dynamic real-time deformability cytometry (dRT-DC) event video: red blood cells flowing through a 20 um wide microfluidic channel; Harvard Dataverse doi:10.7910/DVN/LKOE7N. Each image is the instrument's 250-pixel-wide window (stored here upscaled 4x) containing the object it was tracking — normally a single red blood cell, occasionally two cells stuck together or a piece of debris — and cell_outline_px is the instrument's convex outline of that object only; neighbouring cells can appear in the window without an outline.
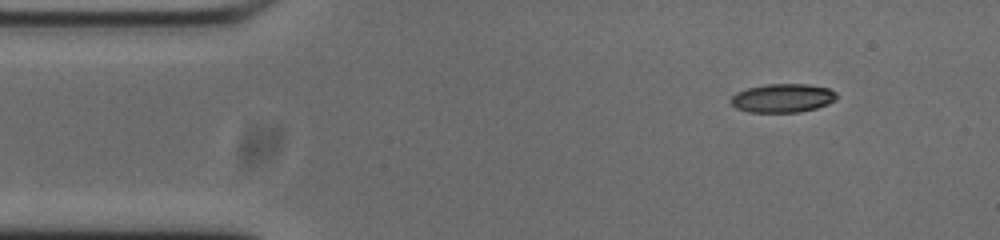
{"species": "common noctule bat (a hibernating species)", "species_latin": "Nyctalus noctula", "temperature_condition": "cold", "stored_images_in_passage": 48, "camera_frame_rate_fps": 3000, "um_per_image_px": 0.085, "animal": {"sex": "male", "body_mass_g": 20.0, "forearm_length_mm": 53.3}, "frame": {"image": 1, "passage_image": 1, "time_ms": 0.0, "image_size_px": [1000, 240], "cell_outline_px": [[836, 100], [828, 104], [816, 108], [800, 112], [748, 112], [736, 108], [728, 100], [736, 92], [748, 88], [768, 84], [808, 84], [828, 88], [836, 92]], "centroid_in_image_um": [66.51, 8.34], "position_along_channel_um": 18.5, "area_um2": 17.74}}
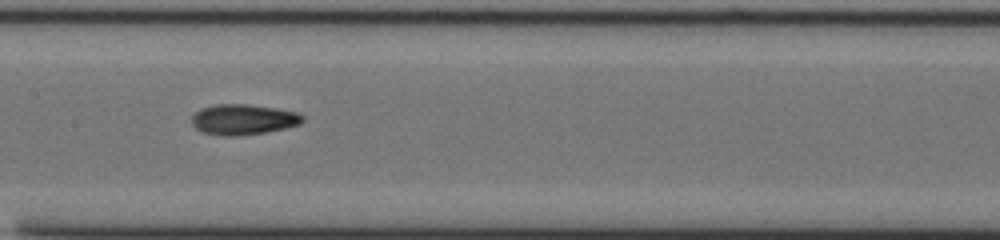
{"frame": {"image": 2, "passage_image": 20, "time_ms": 6.333, "image_size_px": [1000, 240], "cell_outline_px": [[304, 120], [300, 124], [284, 128], [264, 132], [236, 136], [220, 136], [200, 132], [192, 124], [192, 116], [200, 108], [216, 104], [248, 104], [276, 108], [296, 112], [304, 116]], "centroid_in_image_um": [20.65, 10.15], "position_along_channel_um": 186.8, "area_um2": 19.77}}
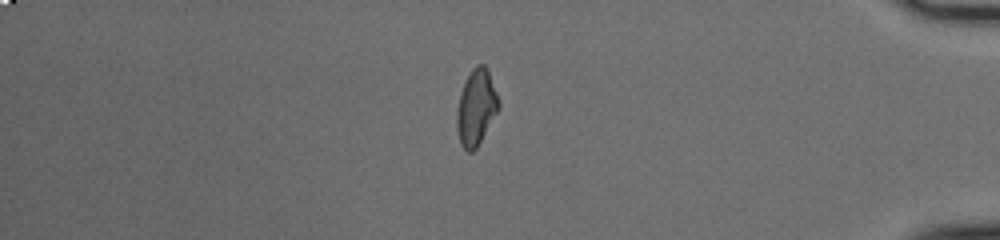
{"frame": {"image": 3, "passage_image": 40, "time_ms": 13.0, "image_size_px": [1000, 240], "cell_outline_px": [[500, 108], [476, 148], [472, 152], [468, 152], [460, 144], [456, 128], [456, 112], [460, 92], [472, 68], [476, 64], [484, 64], [488, 68], [500, 104]], "centroid_in_image_um": [40.47, 9.13], "position_along_channel_um": 394.7, "area_um2": 18.55}, "authors_computed_cell_mechanics": {"area_um2": 18.4382, "velocity_mm_per_s": 3.7563, "shape_relaxation_time_tau1_ms": null, "shape_relaxation_time_tau2_ms": 4.06, "deformation_change_tau1": null, "deformation_change_tau2": 0.1024}}